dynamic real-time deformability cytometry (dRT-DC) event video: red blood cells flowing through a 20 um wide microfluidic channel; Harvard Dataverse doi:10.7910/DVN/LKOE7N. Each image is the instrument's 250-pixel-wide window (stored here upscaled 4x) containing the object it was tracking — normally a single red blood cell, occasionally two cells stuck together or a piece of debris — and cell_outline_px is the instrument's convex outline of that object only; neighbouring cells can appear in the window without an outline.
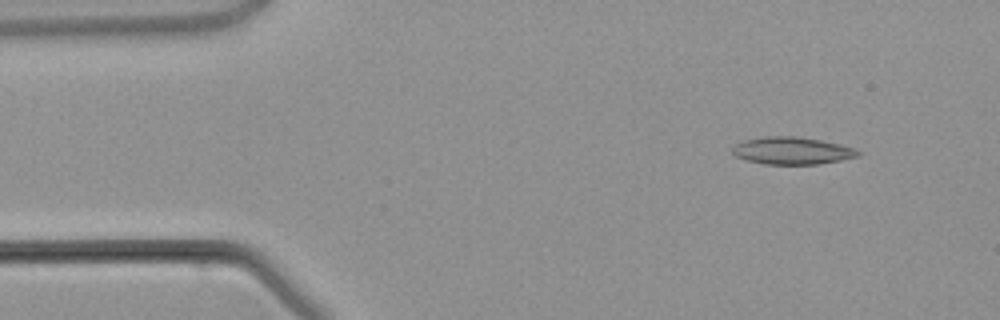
{"species": "common noctule bat (a hibernating species)", "species_latin": "Nyctalus noctula", "temperature_condition": "warm", "stored_images_in_passage": 4, "camera_frame_rate_fps": 3000, "um_per_image_px": 0.085, "animal": {"sex": "male", "body_mass_g": 21.5, "forearm_length_mm": 52.0}, "frame": {"image": 1, "passage_image": 1, "time_ms": 0.0, "image_size_px": [1000, 320], "cell_outline_px": [[860, 156], [840, 160], [816, 164], [764, 164], [748, 160], [736, 156], [732, 152], [732, 148], [736, 144], [744, 140], [764, 136], [796, 136], [820, 140], [840, 144], [856, 148], [860, 152]], "centroid_in_image_um": [67.34, 12.8], "position_along_channel_um": 17.7, "area_um2": 19.94}}
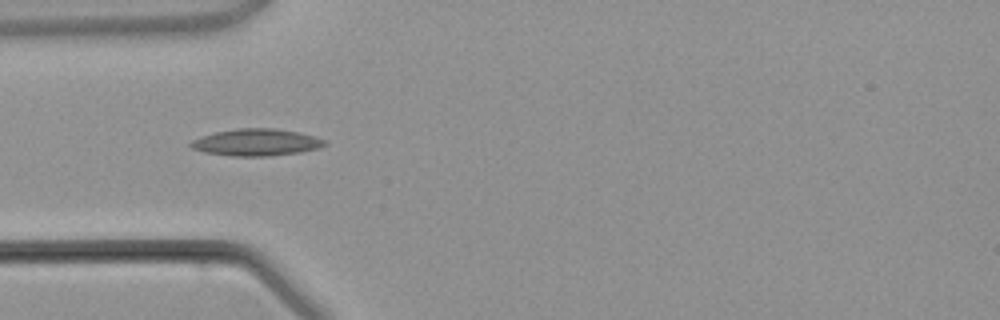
{"frame": {"image": 2, "passage_image": 3, "time_ms": 2.667, "image_size_px": [1000, 320], "cell_outline_px": [[328, 144], [320, 148], [300, 152], [272, 156], [232, 156], [204, 152], [192, 148], [188, 144], [192, 140], [200, 136], [216, 132], [236, 128], [272, 128], [296, 132], [312, 136], [324, 140]], "centroid_in_image_um": [21.76, 12.1], "position_along_channel_um": 63.2, "area_um2": 20.98}}
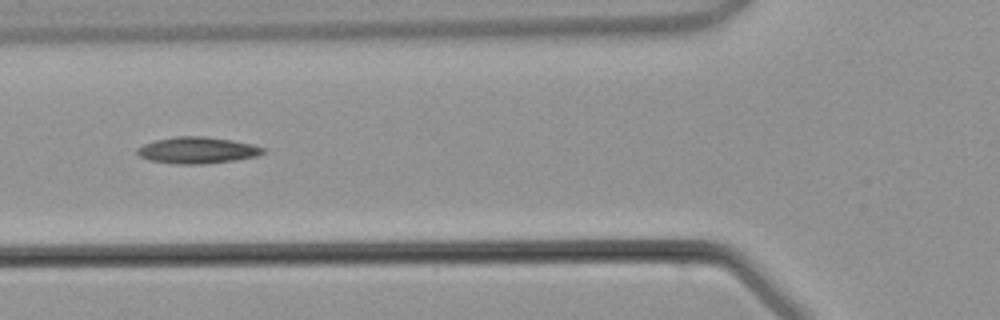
{"frame": {"image": 3, "passage_image": 4, "time_ms": 3.667, "image_size_px": [1000, 320], "cell_outline_px": [[264, 152], [256, 156], [232, 160], [204, 164], [176, 164], [148, 160], [140, 156], [136, 152], [136, 148], [144, 144], [156, 140], [176, 136], [204, 136], [232, 140], [252, 144], [264, 148]], "centroid_in_image_um": [16.73, 12.77], "position_along_channel_um": 109.1, "area_um2": 19.31}}